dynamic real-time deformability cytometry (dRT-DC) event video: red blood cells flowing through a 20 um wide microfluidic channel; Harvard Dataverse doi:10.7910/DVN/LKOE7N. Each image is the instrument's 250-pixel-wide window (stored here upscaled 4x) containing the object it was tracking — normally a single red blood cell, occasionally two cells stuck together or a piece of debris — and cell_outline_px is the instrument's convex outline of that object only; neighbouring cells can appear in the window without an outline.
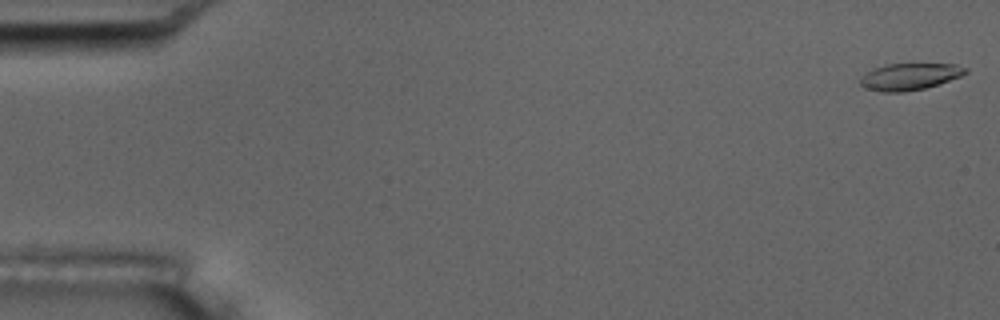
{"species": "common noctule bat (a hibernating species)", "species_latin": "Nyctalus noctula", "temperature_condition": "room temperature", "stored_images_in_passage": 55, "camera_frame_rate_fps": 3000, "um_per_image_px": 0.085, "animal": {"sex": "male", "body_mass_g": 17.5, "forearm_length_mm": 52.3}, "frame": {"image": 1, "passage_image": 1, "time_ms": 0.0, "image_size_px": [1000, 320], "cell_outline_px": [[968, 72], [960, 76], [924, 88], [904, 92], [884, 92], [864, 88], [860, 84], [860, 80], [872, 68], [888, 64], [956, 64], [968, 68]], "centroid_in_image_um": [77.32, 6.5], "position_along_channel_um": 7.7, "area_um2": 16.18}}
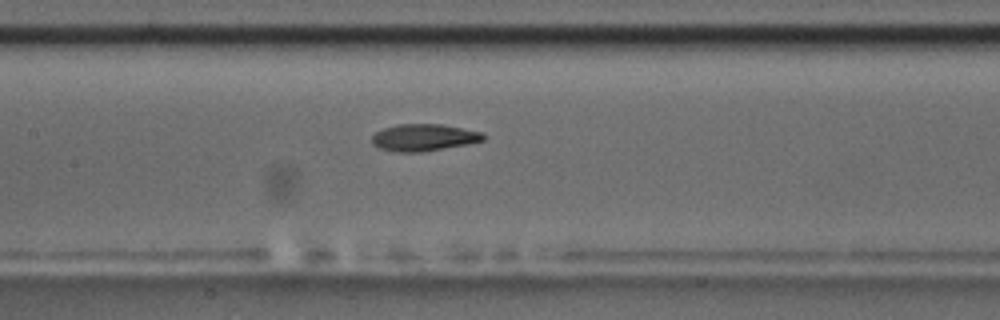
{"frame": {"image": 2, "passage_image": 26, "time_ms": 8.333, "image_size_px": [1000, 320], "cell_outline_px": [[488, 136], [484, 140], [468, 144], [420, 152], [396, 152], [380, 148], [372, 144], [372, 136], [376, 132], [384, 128], [396, 124], [440, 124], [484, 132]], "centroid_in_image_um": [36.05, 11.68], "position_along_channel_um": 171.3, "area_um2": 17.57}}
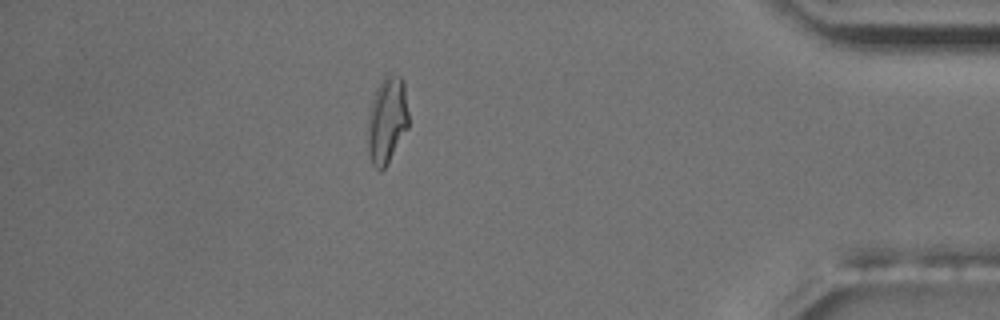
{"frame": {"image": 3, "passage_image": 48, "time_ms": 15.667, "image_size_px": [1000, 320], "cell_outline_px": [[408, 128], [384, 168], [380, 172], [372, 164], [368, 152], [368, 116], [372, 100], [376, 88], [384, 76], [388, 72], [400, 76], [404, 80], [408, 112]], "centroid_in_image_um": [32.9, 10.17], "position_along_channel_um": 402.3, "area_um2": 20.69}, "authors_computed_cell_mechanics": {"area_um2": 17.3978, "velocity_mm_per_s": 3.7117, "shape_relaxation_time_tau1_ms": 7.9689, "shape_relaxation_time_tau2_ms": 4.4251, "deformation_change_tau1": 0.2304, "deformation_change_tau2": 0.1162}}